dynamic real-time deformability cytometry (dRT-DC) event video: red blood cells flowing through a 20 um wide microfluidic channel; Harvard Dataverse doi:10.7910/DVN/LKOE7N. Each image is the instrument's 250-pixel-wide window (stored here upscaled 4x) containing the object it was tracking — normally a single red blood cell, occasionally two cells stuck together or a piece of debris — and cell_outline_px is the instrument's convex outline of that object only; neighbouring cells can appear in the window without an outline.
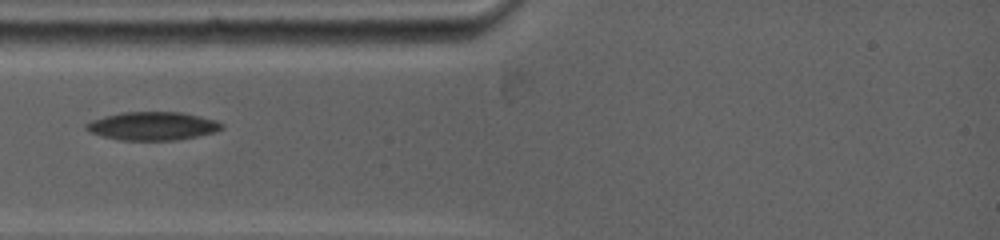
{"species": "common noctule bat (a hibernating species)", "species_latin": "Nyctalus noctula", "temperature_condition": "warm", "stored_images_in_passage": 20, "camera_frame_rate_fps": 5000, "um_per_image_px": 0.085, "animal": {"sex": "female", "body_mass_g": 19.0, "forearm_length_mm": 53.3}, "frame": {"image": 1, "passage_image": 1, "time_ms": 0.0, "image_size_px": [1000, 240], "cell_outline_px": [[224, 128], [212, 132], [196, 136], [176, 140], [124, 140], [104, 136], [88, 132], [84, 128], [84, 124], [92, 120], [104, 116], [120, 112], [180, 112], [200, 116], [216, 120], [224, 124]], "centroid_in_image_um": [12.95, 10.7], "position_along_channel_um": 72.1, "area_um2": 22.31}}
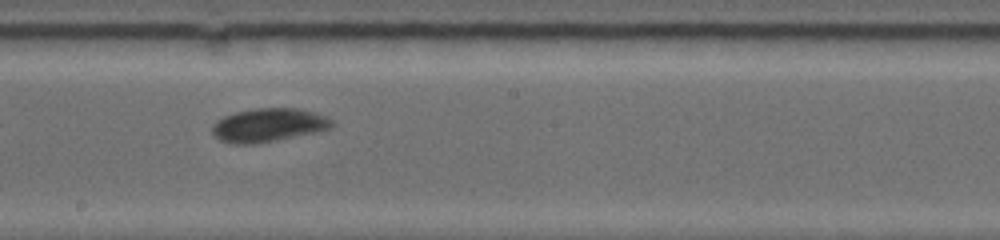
{"frame": {"image": 2, "passage_image": 9, "time_ms": 4.0, "image_size_px": [1000, 240], "cell_outline_px": [[332, 128], [256, 144], [232, 144], [220, 140], [212, 132], [212, 124], [216, 120], [224, 116], [236, 112], [256, 108], [296, 108], [316, 112], [332, 120]], "centroid_in_image_um": [22.78, 10.63], "position_along_channel_um": 225.4, "area_um2": 23.18}}
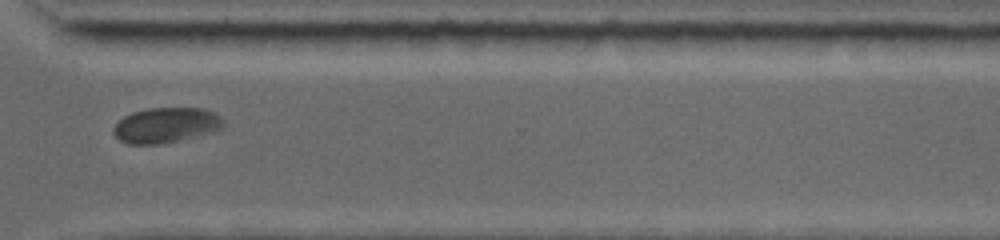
{"frame": {"image": 3, "passage_image": 16, "time_ms": 7.4, "image_size_px": [1000, 240], "cell_outline_px": [[224, 128], [216, 132], [156, 144], [128, 144], [120, 140], [112, 132], [112, 128], [124, 116], [132, 112], [148, 108], [204, 108], [216, 112], [224, 120]], "centroid_in_image_um": [14.15, 10.63], "position_along_channel_um": 356.4, "area_um2": 22.72}}